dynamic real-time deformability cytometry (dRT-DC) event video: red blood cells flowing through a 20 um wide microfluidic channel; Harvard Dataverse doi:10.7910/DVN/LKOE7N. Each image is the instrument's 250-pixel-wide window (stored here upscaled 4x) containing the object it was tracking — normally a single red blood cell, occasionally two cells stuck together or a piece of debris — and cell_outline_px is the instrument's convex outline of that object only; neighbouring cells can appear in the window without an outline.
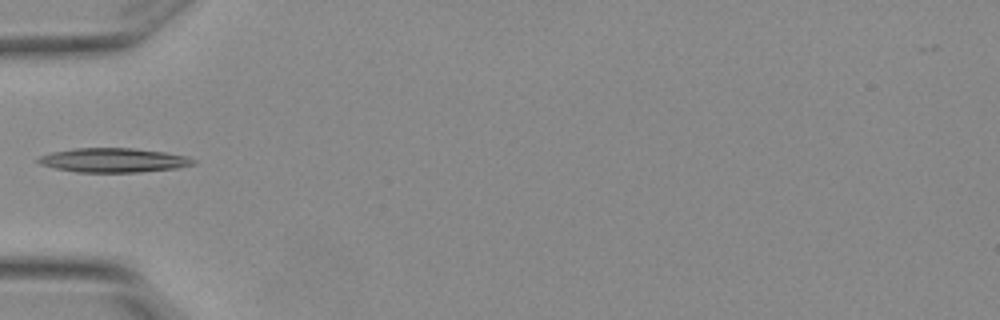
{"species": "Egyptian fruit bat (a non-hibernating species)", "species_latin": "Rousettus aegyptiacus", "temperature_condition": "warm", "stored_images_in_passage": 3, "camera_frame_rate_fps": 3000, "um_per_image_px": 0.085, "animal": {"sex": "female"}, "frame": {"image": 1, "passage_image": 3, "time_ms": 0.667, "image_size_px": [1000, 320], "cell_outline_px": [[196, 164], [176, 168], [140, 172], [76, 172], [56, 168], [40, 164], [36, 160], [40, 156], [52, 152], [72, 148], [132, 148], [164, 152], [188, 156], [196, 160]], "centroid_in_image_um": [9.67, 13.61], "position_along_channel_um": 75.3, "area_um2": 21.91}}